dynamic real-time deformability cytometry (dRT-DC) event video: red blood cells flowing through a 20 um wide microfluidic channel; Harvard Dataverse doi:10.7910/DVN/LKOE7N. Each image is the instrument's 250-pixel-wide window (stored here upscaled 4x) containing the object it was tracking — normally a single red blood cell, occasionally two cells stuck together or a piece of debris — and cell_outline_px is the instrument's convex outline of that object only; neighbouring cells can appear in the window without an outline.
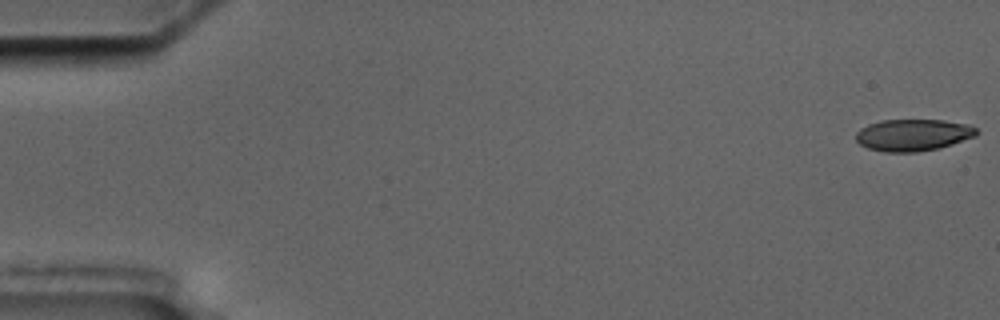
{"species": "common noctule bat (a hibernating species)", "species_latin": "Nyctalus noctula", "temperature_condition": "cold", "stored_images_in_passage": 7, "camera_frame_rate_fps": 3000, "um_per_image_px": 0.085, "animal": {"sex": "male", "body_mass_g": 17.5, "forearm_length_mm": 52.3}, "frame": {"image": 1, "passage_image": 1, "time_ms": 0.0, "image_size_px": [1000, 320], "cell_outline_px": [[980, 132], [976, 136], [952, 144], [936, 148], [916, 152], [884, 152], [868, 148], [860, 144], [856, 140], [856, 132], [860, 128], [868, 124], [880, 120], [944, 120], [972, 124]], "centroid_in_image_um": [77.63, 11.46], "position_along_channel_um": 7.4, "area_um2": 22.54}}
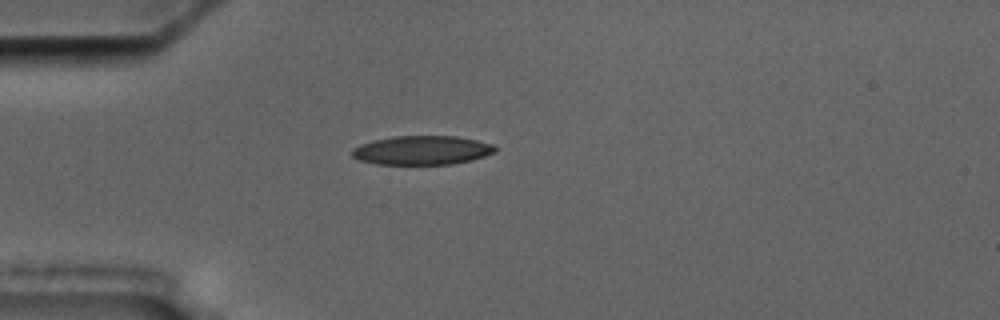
{"frame": {"image": 2, "passage_image": 5, "time_ms": 5.0, "image_size_px": [1000, 320], "cell_outline_px": [[496, 152], [472, 160], [452, 164], [376, 164], [360, 160], [352, 156], [352, 148], [360, 144], [392, 136], [456, 136], [476, 140], [492, 144], [496, 148]], "centroid_in_image_um": [35.87, 12.77], "position_along_channel_um": 49.1, "area_um2": 24.1}}
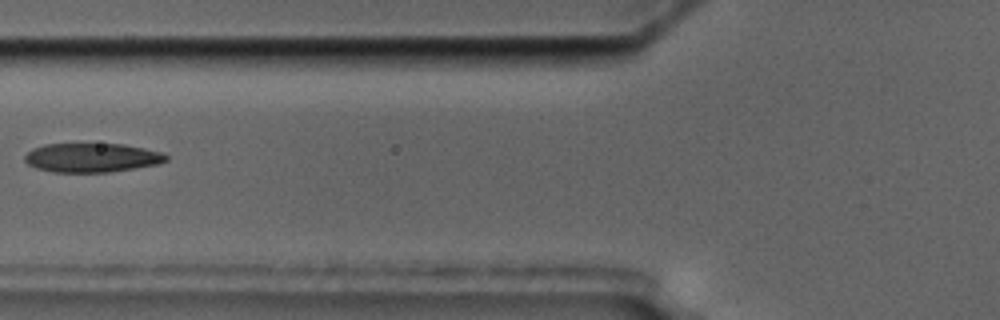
{"frame": {"image": 3, "passage_image": 7, "time_ms": 7.333, "image_size_px": [1000, 320], "cell_outline_px": [[168, 160], [160, 164], [108, 172], [52, 172], [36, 168], [28, 164], [24, 160], [24, 156], [32, 148], [44, 144], [124, 144], [144, 148], [160, 152], [168, 156]], "centroid_in_image_um": [7.79, 13.4], "position_along_channel_um": 118.0, "area_um2": 23.99}}